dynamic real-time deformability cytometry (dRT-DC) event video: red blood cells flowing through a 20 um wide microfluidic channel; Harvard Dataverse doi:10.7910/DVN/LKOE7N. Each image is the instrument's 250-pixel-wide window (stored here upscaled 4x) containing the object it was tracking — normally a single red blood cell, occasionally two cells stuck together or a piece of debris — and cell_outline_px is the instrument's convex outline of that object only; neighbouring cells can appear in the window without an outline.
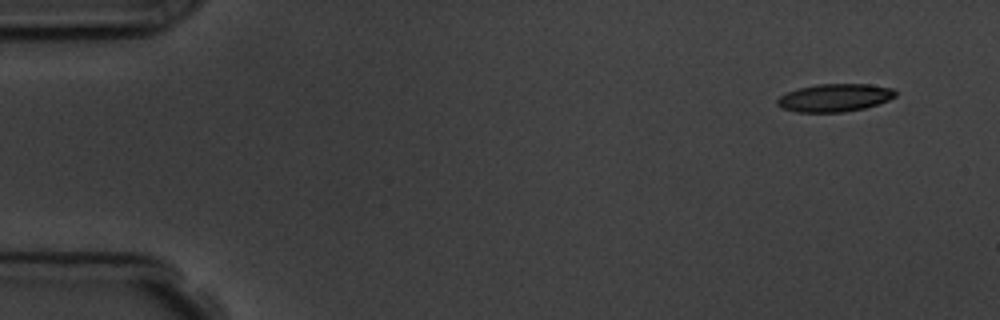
{"species": "common noctule bat (a hibernating species)", "species_latin": "Nyctalus noctula", "temperature_condition": "room temperature", "stored_images_in_passage": 6, "segment_of_instrument_passage": [2, 2], "camera_frame_rate_fps": 3000, "um_per_image_px": 0.085, "animal": {"sex": "male", "body_mass_g": 19.5, "forearm_length_mm": 54.6}, "frame": {"image": 1, "passage_image": 6, "time_ms": 6.667, "image_size_px": [1000, 320], "cell_outline_px": [[896, 96], [888, 100], [864, 108], [844, 112], [796, 112], [780, 108], [776, 104], [776, 100], [780, 96], [788, 92], [800, 88], [816, 84], [868, 84], [892, 88], [896, 92]], "centroid_in_image_um": [70.92, 8.31], "position_along_channel_um": 14.1, "area_um2": 19.13}}